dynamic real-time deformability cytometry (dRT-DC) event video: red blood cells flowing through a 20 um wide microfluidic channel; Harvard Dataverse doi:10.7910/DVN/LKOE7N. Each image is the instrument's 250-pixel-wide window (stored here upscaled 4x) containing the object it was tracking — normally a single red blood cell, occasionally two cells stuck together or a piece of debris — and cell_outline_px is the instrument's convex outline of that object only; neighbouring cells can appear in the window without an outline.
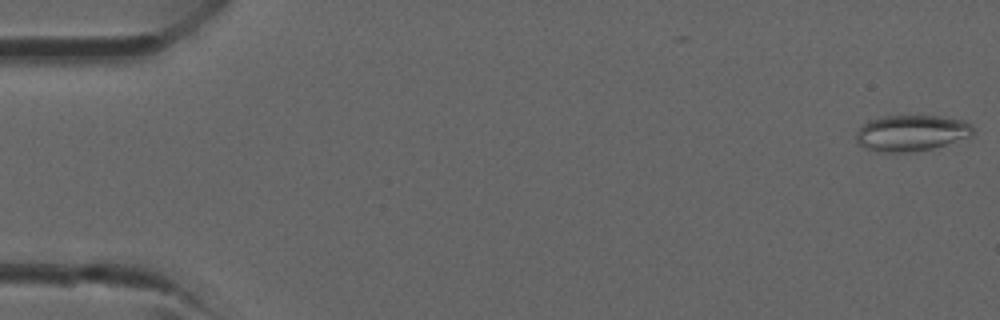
{"species": "common noctule bat (a hibernating species)", "species_latin": "Nyctalus noctula", "temperature_condition": "room temperature", "stored_images_in_passage": 8, "camera_frame_rate_fps": 3000, "um_per_image_px": 0.085, "animal": {"sex": "male", "forearm_length_mm": 52.5}, "frame": {"image": 1, "passage_image": 1, "time_ms": 0.0, "image_size_px": [1000, 320], "cell_outline_px": [[976, 132], [972, 136], [932, 148], [908, 152], [884, 152], [864, 148], [856, 144], [856, 132], [868, 120], [884, 116], [936, 116], [964, 120], [972, 124], [976, 128]], "centroid_in_image_um": [77.49, 11.3], "position_along_channel_um": 7.5, "area_um2": 24.68}}